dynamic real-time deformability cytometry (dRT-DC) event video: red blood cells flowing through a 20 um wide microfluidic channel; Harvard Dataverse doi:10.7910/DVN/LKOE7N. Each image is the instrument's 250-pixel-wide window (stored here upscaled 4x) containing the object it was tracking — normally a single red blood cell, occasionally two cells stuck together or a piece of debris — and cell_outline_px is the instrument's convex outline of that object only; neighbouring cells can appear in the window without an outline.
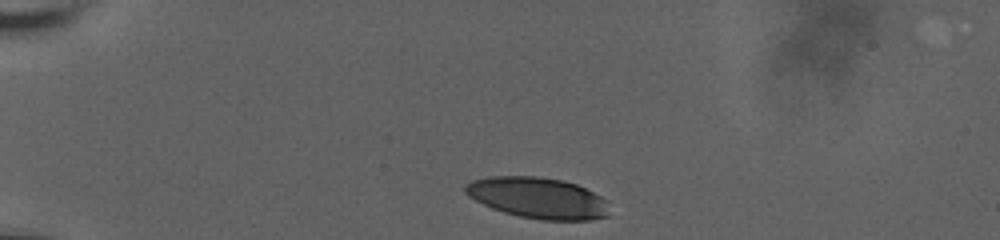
{"species": "human", "species_latin": "Homo sapiens", "temperature_condition": "room temperature", "stored_images_in_passage": 31, "camera_frame_rate_fps": 3000, "um_per_image_px": 0.085, "donor": {"sex": "male"}, "frame": {"image": 1, "passage_image": 1, "time_ms": 0.0, "image_size_px": [1000, 240], "cell_outline_px": [[608, 216], [592, 220], [544, 220], [520, 216], [504, 212], [492, 208], [468, 196], [464, 192], [464, 184], [472, 180], [492, 176], [536, 176], [564, 180], [576, 184], [600, 196], [604, 200]], "centroid_in_image_um": [45.68, 16.81], "position_along_channel_um": 39.3, "area_um2": 34.22}}
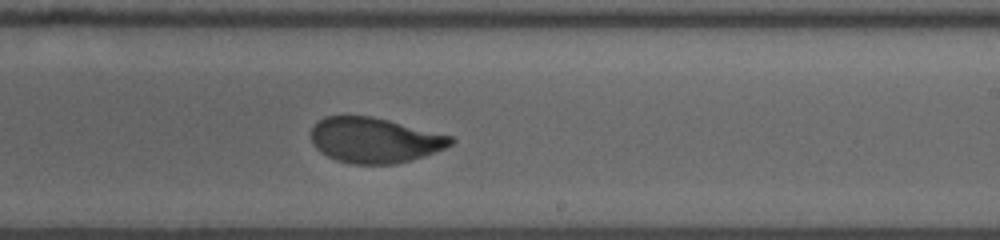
{"frame": {"image": 2, "passage_image": 17, "time_ms": 7.667, "image_size_px": [1000, 240], "cell_outline_px": [[456, 140], [452, 144], [444, 148], [424, 156], [396, 164], [352, 164], [336, 160], [320, 152], [312, 144], [312, 128], [324, 116], [372, 116], [452, 136]], "centroid_in_image_um": [31.84, 11.92], "position_along_channel_um": 257.2, "area_um2": 36.7}}
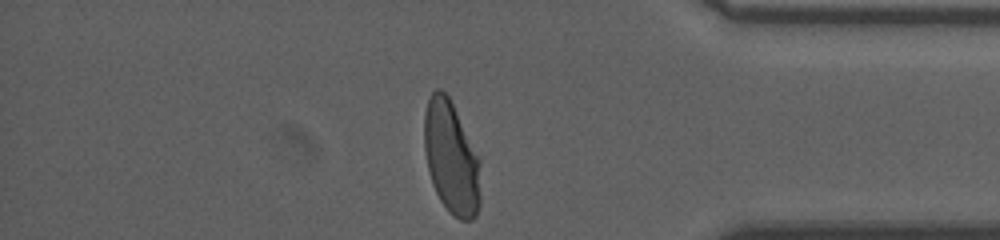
{"frame": {"image": 3, "passage_image": 31, "time_ms": 12.0, "image_size_px": [1000, 240], "cell_outline_px": [[480, 204], [476, 216], [472, 220], [460, 220], [452, 216], [448, 212], [440, 200], [432, 184], [428, 168], [424, 148], [424, 112], [428, 100], [432, 92], [436, 88], [440, 88], [448, 96], [480, 160]], "centroid_in_image_um": [38.35, 13.46], "position_along_channel_um": 396.8, "area_um2": 36.99}, "authors_computed_cell_mechanics": {"area_um2": 37.6856, "velocity_mm_per_s": 3.6366, "shape_relaxation_time_tau1_ms": 4.5804, "shape_relaxation_time_tau2_ms": 1.2855, "deformation_change_tau1": 0.1947, "deformation_change_tau2": 0.0575}}